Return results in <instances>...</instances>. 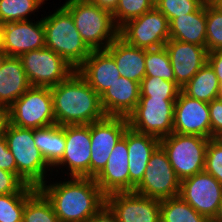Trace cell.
Wrapping results in <instances>:
<instances>
[{
  "label": "cell",
  "mask_w": 222,
  "mask_h": 222,
  "mask_svg": "<svg viewBox=\"0 0 222 222\" xmlns=\"http://www.w3.org/2000/svg\"><path fill=\"white\" fill-rule=\"evenodd\" d=\"M145 76L175 82L174 71L165 47L145 50Z\"/></svg>",
  "instance_id": "cell-31"
},
{
  "label": "cell",
  "mask_w": 222,
  "mask_h": 222,
  "mask_svg": "<svg viewBox=\"0 0 222 222\" xmlns=\"http://www.w3.org/2000/svg\"><path fill=\"white\" fill-rule=\"evenodd\" d=\"M8 122L32 129L56 124L51 89L31 86L8 108Z\"/></svg>",
  "instance_id": "cell-7"
},
{
  "label": "cell",
  "mask_w": 222,
  "mask_h": 222,
  "mask_svg": "<svg viewBox=\"0 0 222 222\" xmlns=\"http://www.w3.org/2000/svg\"><path fill=\"white\" fill-rule=\"evenodd\" d=\"M63 6L71 13L80 36L92 50H105L119 36L112 13L90 0H66Z\"/></svg>",
  "instance_id": "cell-5"
},
{
  "label": "cell",
  "mask_w": 222,
  "mask_h": 222,
  "mask_svg": "<svg viewBox=\"0 0 222 222\" xmlns=\"http://www.w3.org/2000/svg\"><path fill=\"white\" fill-rule=\"evenodd\" d=\"M218 98L222 99V83H220V86H219Z\"/></svg>",
  "instance_id": "cell-47"
},
{
  "label": "cell",
  "mask_w": 222,
  "mask_h": 222,
  "mask_svg": "<svg viewBox=\"0 0 222 222\" xmlns=\"http://www.w3.org/2000/svg\"><path fill=\"white\" fill-rule=\"evenodd\" d=\"M206 49L222 50V12L206 0Z\"/></svg>",
  "instance_id": "cell-35"
},
{
  "label": "cell",
  "mask_w": 222,
  "mask_h": 222,
  "mask_svg": "<svg viewBox=\"0 0 222 222\" xmlns=\"http://www.w3.org/2000/svg\"><path fill=\"white\" fill-rule=\"evenodd\" d=\"M43 183L38 189L51 202L60 222H87L104 204L105 195L95 178L70 177Z\"/></svg>",
  "instance_id": "cell-1"
},
{
  "label": "cell",
  "mask_w": 222,
  "mask_h": 222,
  "mask_svg": "<svg viewBox=\"0 0 222 222\" xmlns=\"http://www.w3.org/2000/svg\"><path fill=\"white\" fill-rule=\"evenodd\" d=\"M50 89L57 125L91 124L106 117L101 97L77 71Z\"/></svg>",
  "instance_id": "cell-2"
},
{
  "label": "cell",
  "mask_w": 222,
  "mask_h": 222,
  "mask_svg": "<svg viewBox=\"0 0 222 222\" xmlns=\"http://www.w3.org/2000/svg\"><path fill=\"white\" fill-rule=\"evenodd\" d=\"M100 97L106 116L127 118L139 102L140 83L120 76Z\"/></svg>",
  "instance_id": "cell-21"
},
{
  "label": "cell",
  "mask_w": 222,
  "mask_h": 222,
  "mask_svg": "<svg viewBox=\"0 0 222 222\" xmlns=\"http://www.w3.org/2000/svg\"><path fill=\"white\" fill-rule=\"evenodd\" d=\"M34 141L47 164L52 168L62 159L65 151L64 126H51L34 129Z\"/></svg>",
  "instance_id": "cell-26"
},
{
  "label": "cell",
  "mask_w": 222,
  "mask_h": 222,
  "mask_svg": "<svg viewBox=\"0 0 222 222\" xmlns=\"http://www.w3.org/2000/svg\"><path fill=\"white\" fill-rule=\"evenodd\" d=\"M164 47L169 55L175 82L181 89L207 63L208 50L204 46L169 39Z\"/></svg>",
  "instance_id": "cell-18"
},
{
  "label": "cell",
  "mask_w": 222,
  "mask_h": 222,
  "mask_svg": "<svg viewBox=\"0 0 222 222\" xmlns=\"http://www.w3.org/2000/svg\"><path fill=\"white\" fill-rule=\"evenodd\" d=\"M179 196L212 221L222 201V184L203 170L180 181Z\"/></svg>",
  "instance_id": "cell-13"
},
{
  "label": "cell",
  "mask_w": 222,
  "mask_h": 222,
  "mask_svg": "<svg viewBox=\"0 0 222 222\" xmlns=\"http://www.w3.org/2000/svg\"><path fill=\"white\" fill-rule=\"evenodd\" d=\"M0 169L14 173L17 176L16 161L8 149L4 136L0 137Z\"/></svg>",
  "instance_id": "cell-40"
},
{
  "label": "cell",
  "mask_w": 222,
  "mask_h": 222,
  "mask_svg": "<svg viewBox=\"0 0 222 222\" xmlns=\"http://www.w3.org/2000/svg\"><path fill=\"white\" fill-rule=\"evenodd\" d=\"M180 180L159 145L152 153L144 177L134 188L135 193L157 200L179 196Z\"/></svg>",
  "instance_id": "cell-11"
},
{
  "label": "cell",
  "mask_w": 222,
  "mask_h": 222,
  "mask_svg": "<svg viewBox=\"0 0 222 222\" xmlns=\"http://www.w3.org/2000/svg\"><path fill=\"white\" fill-rule=\"evenodd\" d=\"M181 90L176 82L166 81L159 77L145 76L140 82V97L176 100Z\"/></svg>",
  "instance_id": "cell-33"
},
{
  "label": "cell",
  "mask_w": 222,
  "mask_h": 222,
  "mask_svg": "<svg viewBox=\"0 0 222 222\" xmlns=\"http://www.w3.org/2000/svg\"><path fill=\"white\" fill-rule=\"evenodd\" d=\"M8 149L15 158L17 177L25 184L39 188L47 180L46 173L53 168L47 164L34 141V129L7 123L4 130ZM47 170V171H46ZM45 179V180H44Z\"/></svg>",
  "instance_id": "cell-4"
},
{
  "label": "cell",
  "mask_w": 222,
  "mask_h": 222,
  "mask_svg": "<svg viewBox=\"0 0 222 222\" xmlns=\"http://www.w3.org/2000/svg\"><path fill=\"white\" fill-rule=\"evenodd\" d=\"M207 63L215 72L219 84L222 83V50L208 52Z\"/></svg>",
  "instance_id": "cell-41"
},
{
  "label": "cell",
  "mask_w": 222,
  "mask_h": 222,
  "mask_svg": "<svg viewBox=\"0 0 222 222\" xmlns=\"http://www.w3.org/2000/svg\"><path fill=\"white\" fill-rule=\"evenodd\" d=\"M176 100L140 97L134 111L127 117L131 129L162 139L173 133Z\"/></svg>",
  "instance_id": "cell-8"
},
{
  "label": "cell",
  "mask_w": 222,
  "mask_h": 222,
  "mask_svg": "<svg viewBox=\"0 0 222 222\" xmlns=\"http://www.w3.org/2000/svg\"><path fill=\"white\" fill-rule=\"evenodd\" d=\"M211 138H222V99H214L209 103Z\"/></svg>",
  "instance_id": "cell-38"
},
{
  "label": "cell",
  "mask_w": 222,
  "mask_h": 222,
  "mask_svg": "<svg viewBox=\"0 0 222 222\" xmlns=\"http://www.w3.org/2000/svg\"><path fill=\"white\" fill-rule=\"evenodd\" d=\"M128 160L126 129L124 136L114 146L105 168L95 178L96 184L105 196L116 192H130Z\"/></svg>",
  "instance_id": "cell-19"
},
{
  "label": "cell",
  "mask_w": 222,
  "mask_h": 222,
  "mask_svg": "<svg viewBox=\"0 0 222 222\" xmlns=\"http://www.w3.org/2000/svg\"><path fill=\"white\" fill-rule=\"evenodd\" d=\"M160 222H211L180 196L160 200Z\"/></svg>",
  "instance_id": "cell-28"
},
{
  "label": "cell",
  "mask_w": 222,
  "mask_h": 222,
  "mask_svg": "<svg viewBox=\"0 0 222 222\" xmlns=\"http://www.w3.org/2000/svg\"><path fill=\"white\" fill-rule=\"evenodd\" d=\"M204 170L222 184V138L209 139Z\"/></svg>",
  "instance_id": "cell-37"
},
{
  "label": "cell",
  "mask_w": 222,
  "mask_h": 222,
  "mask_svg": "<svg viewBox=\"0 0 222 222\" xmlns=\"http://www.w3.org/2000/svg\"><path fill=\"white\" fill-rule=\"evenodd\" d=\"M173 132L211 138L209 103L191 98L181 90L174 105Z\"/></svg>",
  "instance_id": "cell-17"
},
{
  "label": "cell",
  "mask_w": 222,
  "mask_h": 222,
  "mask_svg": "<svg viewBox=\"0 0 222 222\" xmlns=\"http://www.w3.org/2000/svg\"><path fill=\"white\" fill-rule=\"evenodd\" d=\"M22 222H60L51 202L38 189L25 203Z\"/></svg>",
  "instance_id": "cell-30"
},
{
  "label": "cell",
  "mask_w": 222,
  "mask_h": 222,
  "mask_svg": "<svg viewBox=\"0 0 222 222\" xmlns=\"http://www.w3.org/2000/svg\"><path fill=\"white\" fill-rule=\"evenodd\" d=\"M93 4H96L98 7L108 10L109 12H113L119 0H90Z\"/></svg>",
  "instance_id": "cell-43"
},
{
  "label": "cell",
  "mask_w": 222,
  "mask_h": 222,
  "mask_svg": "<svg viewBox=\"0 0 222 222\" xmlns=\"http://www.w3.org/2000/svg\"><path fill=\"white\" fill-rule=\"evenodd\" d=\"M206 0H155L154 6L168 19L195 12Z\"/></svg>",
  "instance_id": "cell-36"
},
{
  "label": "cell",
  "mask_w": 222,
  "mask_h": 222,
  "mask_svg": "<svg viewBox=\"0 0 222 222\" xmlns=\"http://www.w3.org/2000/svg\"><path fill=\"white\" fill-rule=\"evenodd\" d=\"M105 51L114 59L120 76L140 83L145 77V49L128 45L119 36Z\"/></svg>",
  "instance_id": "cell-24"
},
{
  "label": "cell",
  "mask_w": 222,
  "mask_h": 222,
  "mask_svg": "<svg viewBox=\"0 0 222 222\" xmlns=\"http://www.w3.org/2000/svg\"><path fill=\"white\" fill-rule=\"evenodd\" d=\"M168 19L154 6L142 16L119 29V37L128 45L149 50L165 46L170 39Z\"/></svg>",
  "instance_id": "cell-10"
},
{
  "label": "cell",
  "mask_w": 222,
  "mask_h": 222,
  "mask_svg": "<svg viewBox=\"0 0 222 222\" xmlns=\"http://www.w3.org/2000/svg\"><path fill=\"white\" fill-rule=\"evenodd\" d=\"M3 56V53H2V48H1V33H0V57Z\"/></svg>",
  "instance_id": "cell-48"
},
{
  "label": "cell",
  "mask_w": 222,
  "mask_h": 222,
  "mask_svg": "<svg viewBox=\"0 0 222 222\" xmlns=\"http://www.w3.org/2000/svg\"><path fill=\"white\" fill-rule=\"evenodd\" d=\"M155 0H119L112 12L114 23L120 29L128 21L142 16L154 7Z\"/></svg>",
  "instance_id": "cell-34"
},
{
  "label": "cell",
  "mask_w": 222,
  "mask_h": 222,
  "mask_svg": "<svg viewBox=\"0 0 222 222\" xmlns=\"http://www.w3.org/2000/svg\"><path fill=\"white\" fill-rule=\"evenodd\" d=\"M76 71L99 96L120 77L114 59L105 50H93Z\"/></svg>",
  "instance_id": "cell-20"
},
{
  "label": "cell",
  "mask_w": 222,
  "mask_h": 222,
  "mask_svg": "<svg viewBox=\"0 0 222 222\" xmlns=\"http://www.w3.org/2000/svg\"><path fill=\"white\" fill-rule=\"evenodd\" d=\"M45 0H0V25L7 22L29 20Z\"/></svg>",
  "instance_id": "cell-32"
},
{
  "label": "cell",
  "mask_w": 222,
  "mask_h": 222,
  "mask_svg": "<svg viewBox=\"0 0 222 222\" xmlns=\"http://www.w3.org/2000/svg\"><path fill=\"white\" fill-rule=\"evenodd\" d=\"M20 59L32 87H54L76 71L60 55L47 47L26 52Z\"/></svg>",
  "instance_id": "cell-9"
},
{
  "label": "cell",
  "mask_w": 222,
  "mask_h": 222,
  "mask_svg": "<svg viewBox=\"0 0 222 222\" xmlns=\"http://www.w3.org/2000/svg\"><path fill=\"white\" fill-rule=\"evenodd\" d=\"M129 127L125 117L106 116L90 124V178H96L105 168L114 146Z\"/></svg>",
  "instance_id": "cell-12"
},
{
  "label": "cell",
  "mask_w": 222,
  "mask_h": 222,
  "mask_svg": "<svg viewBox=\"0 0 222 222\" xmlns=\"http://www.w3.org/2000/svg\"><path fill=\"white\" fill-rule=\"evenodd\" d=\"M37 190L25 185L18 193L0 195V222H22L25 203Z\"/></svg>",
  "instance_id": "cell-29"
},
{
  "label": "cell",
  "mask_w": 222,
  "mask_h": 222,
  "mask_svg": "<svg viewBox=\"0 0 222 222\" xmlns=\"http://www.w3.org/2000/svg\"><path fill=\"white\" fill-rule=\"evenodd\" d=\"M212 222H222V201L219 204L218 211L215 217L213 218Z\"/></svg>",
  "instance_id": "cell-45"
},
{
  "label": "cell",
  "mask_w": 222,
  "mask_h": 222,
  "mask_svg": "<svg viewBox=\"0 0 222 222\" xmlns=\"http://www.w3.org/2000/svg\"><path fill=\"white\" fill-rule=\"evenodd\" d=\"M105 204L117 222H160V200L135 192H116L105 196Z\"/></svg>",
  "instance_id": "cell-16"
},
{
  "label": "cell",
  "mask_w": 222,
  "mask_h": 222,
  "mask_svg": "<svg viewBox=\"0 0 222 222\" xmlns=\"http://www.w3.org/2000/svg\"><path fill=\"white\" fill-rule=\"evenodd\" d=\"M3 55L20 57L26 52L45 47V31L42 18L36 23L30 20L7 22L0 25Z\"/></svg>",
  "instance_id": "cell-15"
},
{
  "label": "cell",
  "mask_w": 222,
  "mask_h": 222,
  "mask_svg": "<svg viewBox=\"0 0 222 222\" xmlns=\"http://www.w3.org/2000/svg\"><path fill=\"white\" fill-rule=\"evenodd\" d=\"M215 8L222 12V0H208Z\"/></svg>",
  "instance_id": "cell-46"
},
{
  "label": "cell",
  "mask_w": 222,
  "mask_h": 222,
  "mask_svg": "<svg viewBox=\"0 0 222 222\" xmlns=\"http://www.w3.org/2000/svg\"><path fill=\"white\" fill-rule=\"evenodd\" d=\"M24 186L14 173L0 169V195L18 193Z\"/></svg>",
  "instance_id": "cell-39"
},
{
  "label": "cell",
  "mask_w": 222,
  "mask_h": 222,
  "mask_svg": "<svg viewBox=\"0 0 222 222\" xmlns=\"http://www.w3.org/2000/svg\"><path fill=\"white\" fill-rule=\"evenodd\" d=\"M170 39L206 47V1L193 13L174 18Z\"/></svg>",
  "instance_id": "cell-25"
},
{
  "label": "cell",
  "mask_w": 222,
  "mask_h": 222,
  "mask_svg": "<svg viewBox=\"0 0 222 222\" xmlns=\"http://www.w3.org/2000/svg\"><path fill=\"white\" fill-rule=\"evenodd\" d=\"M160 145L157 137L127 128L128 166L130 176V192L144 177L148 161L155 149Z\"/></svg>",
  "instance_id": "cell-22"
},
{
  "label": "cell",
  "mask_w": 222,
  "mask_h": 222,
  "mask_svg": "<svg viewBox=\"0 0 222 222\" xmlns=\"http://www.w3.org/2000/svg\"><path fill=\"white\" fill-rule=\"evenodd\" d=\"M209 139L174 132L160 139V146L180 181L204 170Z\"/></svg>",
  "instance_id": "cell-6"
},
{
  "label": "cell",
  "mask_w": 222,
  "mask_h": 222,
  "mask_svg": "<svg viewBox=\"0 0 222 222\" xmlns=\"http://www.w3.org/2000/svg\"><path fill=\"white\" fill-rule=\"evenodd\" d=\"M30 87L20 57H0V105L9 108Z\"/></svg>",
  "instance_id": "cell-23"
},
{
  "label": "cell",
  "mask_w": 222,
  "mask_h": 222,
  "mask_svg": "<svg viewBox=\"0 0 222 222\" xmlns=\"http://www.w3.org/2000/svg\"><path fill=\"white\" fill-rule=\"evenodd\" d=\"M219 86L215 72L206 63L182 88V91L191 98L210 103L218 98Z\"/></svg>",
  "instance_id": "cell-27"
},
{
  "label": "cell",
  "mask_w": 222,
  "mask_h": 222,
  "mask_svg": "<svg viewBox=\"0 0 222 222\" xmlns=\"http://www.w3.org/2000/svg\"><path fill=\"white\" fill-rule=\"evenodd\" d=\"M7 123H8V108L0 105V137L4 135V130Z\"/></svg>",
  "instance_id": "cell-44"
},
{
  "label": "cell",
  "mask_w": 222,
  "mask_h": 222,
  "mask_svg": "<svg viewBox=\"0 0 222 222\" xmlns=\"http://www.w3.org/2000/svg\"><path fill=\"white\" fill-rule=\"evenodd\" d=\"M65 151L62 159L54 166H67L70 177L90 178L91 138L90 124L65 125ZM69 167V168H68Z\"/></svg>",
  "instance_id": "cell-14"
},
{
  "label": "cell",
  "mask_w": 222,
  "mask_h": 222,
  "mask_svg": "<svg viewBox=\"0 0 222 222\" xmlns=\"http://www.w3.org/2000/svg\"><path fill=\"white\" fill-rule=\"evenodd\" d=\"M87 222H117L115 214L104 204Z\"/></svg>",
  "instance_id": "cell-42"
},
{
  "label": "cell",
  "mask_w": 222,
  "mask_h": 222,
  "mask_svg": "<svg viewBox=\"0 0 222 222\" xmlns=\"http://www.w3.org/2000/svg\"><path fill=\"white\" fill-rule=\"evenodd\" d=\"M45 47L60 55L75 70L93 51L80 36L71 13L62 5L42 18Z\"/></svg>",
  "instance_id": "cell-3"
}]
</instances>
